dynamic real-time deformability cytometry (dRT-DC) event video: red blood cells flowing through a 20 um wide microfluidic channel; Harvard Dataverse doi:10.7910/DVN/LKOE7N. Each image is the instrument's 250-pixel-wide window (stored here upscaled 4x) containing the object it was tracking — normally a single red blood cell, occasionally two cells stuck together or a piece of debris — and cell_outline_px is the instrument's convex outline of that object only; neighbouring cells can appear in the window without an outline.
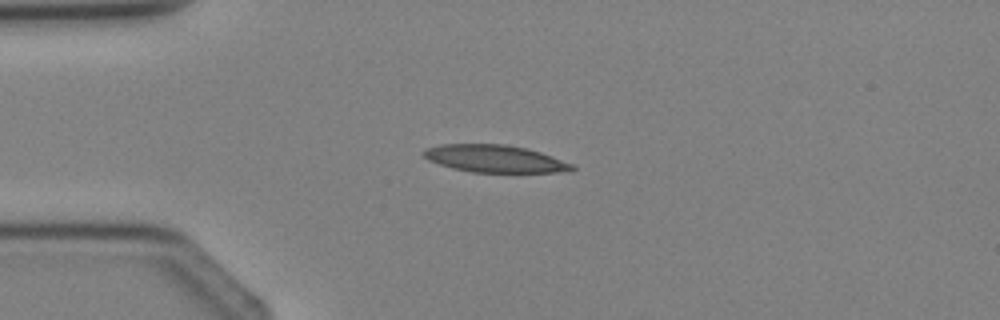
{"species": "Egyptian fruit bat (a non-hibernating species)", "species_latin": "Rousettus aegyptiacus", "temperature_condition": "cold", "stored_images_in_passage": 1, "camera_frame_rate_fps": 3000, "um_per_image_px": 0.085, "animal": {"sex": "female"}, "frame": {"image": 1, "passage_image": 1, "time_ms": 0.0, "image_size_px": [1000, 320], "cell_outline_px": [[576, 168], [572, 172], [472, 172], [452, 168], [428, 160], [420, 152], [424, 148], [440, 144], [504, 144], [528, 148], [552, 156], [572, 164]], "centroid_in_image_um": [42.05, 13.48], "position_along_channel_um": 43.0, "area_um2": 23.81}}